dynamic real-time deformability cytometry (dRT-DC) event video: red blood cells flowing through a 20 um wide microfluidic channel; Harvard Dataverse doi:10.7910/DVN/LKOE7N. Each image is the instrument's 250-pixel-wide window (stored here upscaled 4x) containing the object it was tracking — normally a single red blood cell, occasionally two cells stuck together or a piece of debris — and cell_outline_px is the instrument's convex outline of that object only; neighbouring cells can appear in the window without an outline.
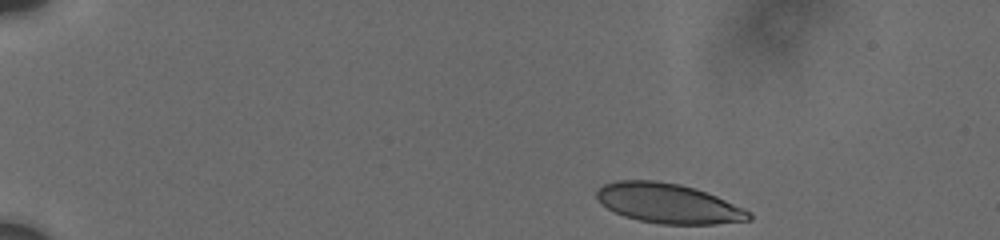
{"species": "human", "species_latin": "Homo sapiens", "temperature_condition": "cold", "stored_images_in_passage": 91, "camera_frame_rate_fps": 3000, "um_per_image_px": 0.085, "donor": {"sex": "male"}, "frame": {"image": 1, "passage_image": 1, "time_ms": 0.0, "image_size_px": [1000, 240], "cell_outline_px": [[752, 220], [716, 224], [660, 224], [640, 220], [624, 216], [600, 204], [596, 196], [596, 192], [604, 184], [616, 180], [656, 180], [680, 184], [716, 196], [744, 208], [752, 212]], "centroid_in_image_um": [56.81, 17.29], "position_along_channel_um": 28.2, "area_um2": 35.2}}
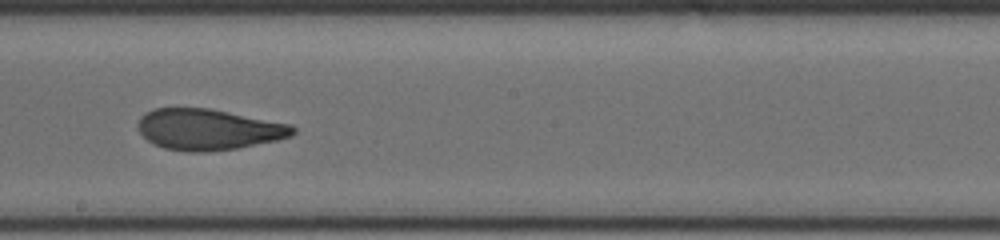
{"frame": {"image": 2, "passage_image": 48, "time_ms": 8.333, "image_size_px": [1000, 240], "cell_outline_px": [[296, 132], [292, 136], [276, 140], [236, 148], [204, 152], [188, 152], [164, 148], [152, 144], [136, 128], [136, 124], [140, 116], [144, 112], [152, 108], [208, 108], [292, 124], [296, 128]], "centroid_in_image_um": [17.67, 10.99], "position_along_channel_um": 230.5, "area_um2": 37.22}}
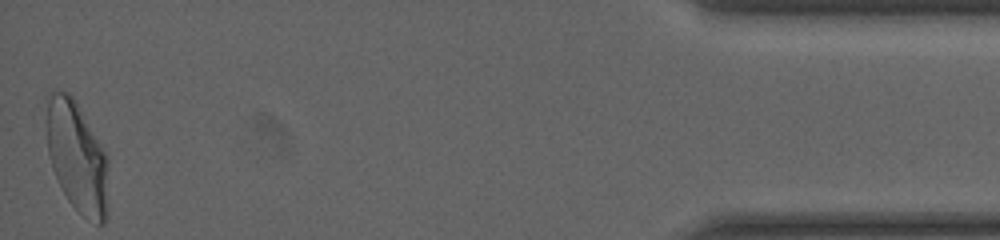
{"frame": {"image": 3, "passage_image": 91, "time_ms": 15.667, "image_size_px": [1000, 240], "cell_outline_px": [[108, 220], [104, 224], [96, 224], [84, 216], [68, 200], [52, 168], [48, 152], [44, 120], [44, 96], [48, 92], [56, 88], [68, 92], [72, 96], [108, 156]], "centroid_in_image_um": [6.51, 13.28], "position_along_channel_um": 428.7, "area_um2": 41.1}, "authors_computed_cell_mechanics": {"area_um2": 37.2232, "velocity_mm_per_s": 3.71, "shape_relaxation_time_tau1_ms": 7.8956, "shape_relaxation_time_tau2_ms": 1.2162, "deformation_change_tau1": 0.2111, "deformation_change_tau2": 0.0731}}